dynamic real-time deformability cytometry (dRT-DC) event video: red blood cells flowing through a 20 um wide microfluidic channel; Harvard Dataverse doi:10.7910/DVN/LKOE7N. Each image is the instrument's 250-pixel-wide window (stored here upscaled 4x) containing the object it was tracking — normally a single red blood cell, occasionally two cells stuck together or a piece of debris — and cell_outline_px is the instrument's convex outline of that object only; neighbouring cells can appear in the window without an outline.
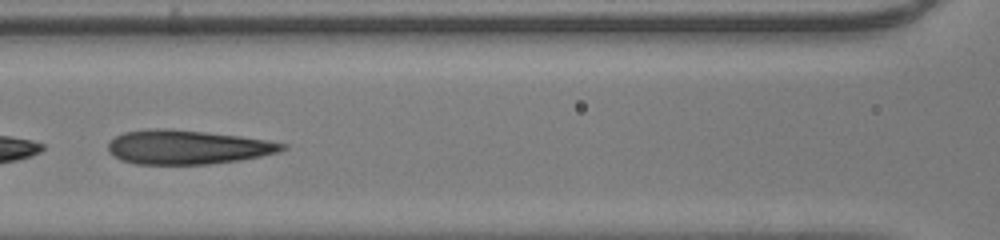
{"species": "human", "species_latin": "Homo sapiens", "temperature_condition": "room temperature", "stored_images_in_passage": 38, "camera_frame_rate_fps": 3000, "um_per_image_px": 0.085, "donor": {"sex": "male"}, "frame": {"image": 1, "passage_image": 19, "time_ms": 6.0, "image_size_px": [1000, 240], "cell_outline_px": [[288, 148], [280, 152], [240, 160], [208, 164], [136, 164], [120, 160], [112, 156], [108, 152], [108, 144], [116, 136], [124, 132], [148, 128], [168, 128], [240, 136], [268, 140], [288, 144]], "centroid_in_image_um": [15.93, 12.5], "position_along_channel_um": 150.7, "area_um2": 34.85}}
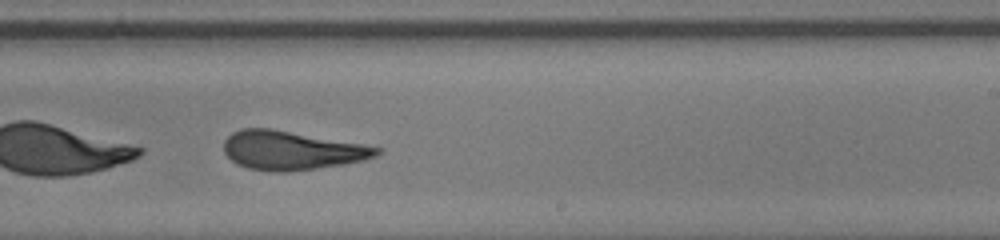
{"frame": {"image": 2, "passage_image": 27, "time_ms": 8.667, "image_size_px": [1000, 240], "cell_outline_px": [[384, 148], [376, 156], [364, 160], [344, 164], [288, 172], [272, 172], [248, 168], [236, 164], [224, 152], [224, 140], [232, 132], [240, 128], [272, 128], [364, 144]], "centroid_in_image_um": [24.79, 12.78], "position_along_channel_um": 264.2, "area_um2": 34.85}}
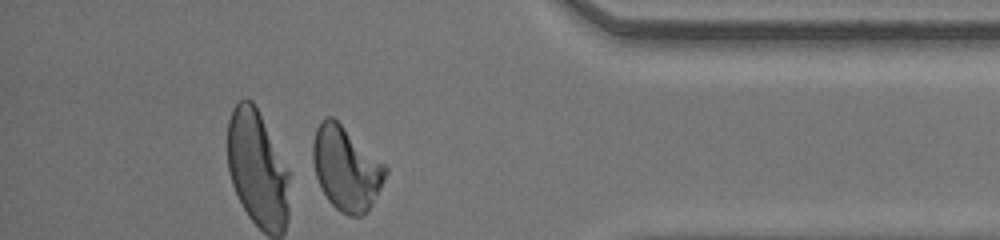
{"frame": {"image": 3, "passage_image": 38, "time_ms": 12.333, "image_size_px": [1000, 240], "cell_outline_px": [[388, 172], [368, 212], [364, 216], [348, 216], [340, 212], [328, 200], [320, 188], [316, 176], [312, 160], [312, 144], [316, 128], [320, 120], [324, 116], [332, 116], [384, 164], [388, 168]], "centroid_in_image_um": [29.39, 14.33], "position_along_channel_um": 405.8, "area_um2": 35.43}, "authors_computed_cell_mechanics": {"area_um2": 36.2406, "velocity_mm_per_s": 4.2716, "shape_relaxation_time_tau1_ms": 6.2472, "shape_relaxation_time_tau2_ms": 1.1529, "deformation_change_tau1": 0.2016, "deformation_change_tau2": 0.0841}}